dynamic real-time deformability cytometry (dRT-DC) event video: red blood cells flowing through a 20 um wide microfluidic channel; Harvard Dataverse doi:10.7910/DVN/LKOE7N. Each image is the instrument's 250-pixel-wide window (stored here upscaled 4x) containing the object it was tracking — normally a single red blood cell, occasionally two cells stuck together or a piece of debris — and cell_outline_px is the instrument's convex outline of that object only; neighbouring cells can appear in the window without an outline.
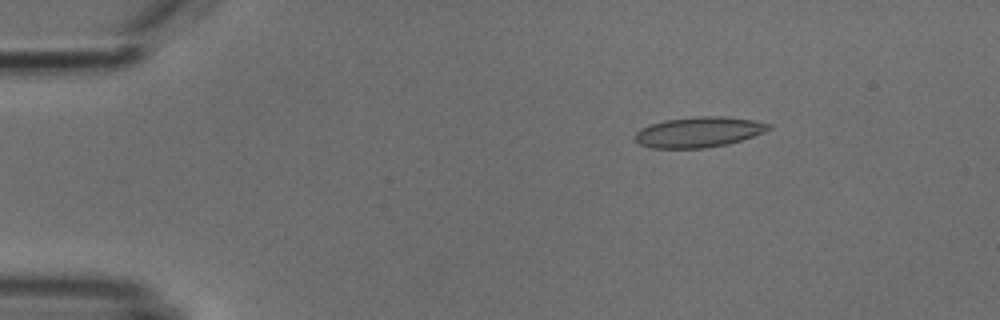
{"species": "common noctule bat (a hibernating species)", "species_latin": "Nyctalus noctula", "temperature_condition": "cold", "stored_images_in_passage": 4, "camera_frame_rate_fps": 3000, "um_per_image_px": 0.085, "animal": {"sex": "male", "body_mass_g": 18.8}, "frame": {"image": 1, "passage_image": 2, "time_ms": 1.333, "image_size_px": [1000, 320], "cell_outline_px": [[772, 128], [764, 132], [728, 144], [704, 148], [652, 148], [640, 144], [636, 140], [636, 132], [640, 128], [664, 120], [696, 116], [724, 116], [752, 120], [772, 124]], "centroid_in_image_um": [59.4, 11.22], "position_along_channel_um": 25.6, "area_um2": 23.58}}